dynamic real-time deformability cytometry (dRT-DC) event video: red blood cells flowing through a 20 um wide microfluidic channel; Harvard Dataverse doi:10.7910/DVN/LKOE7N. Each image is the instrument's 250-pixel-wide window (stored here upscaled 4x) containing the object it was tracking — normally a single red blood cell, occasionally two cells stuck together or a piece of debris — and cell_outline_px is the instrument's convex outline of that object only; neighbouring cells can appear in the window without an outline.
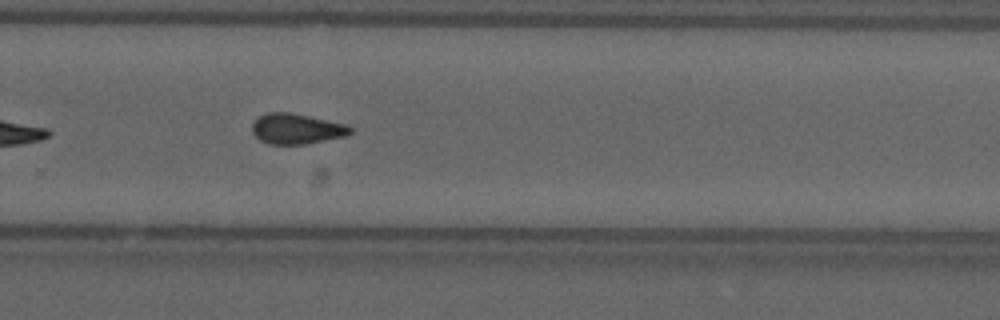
{"species": "common noctule bat (a hibernating species)", "species_latin": "Nyctalus noctula", "temperature_condition": "cold", "stored_images_in_passage": 38, "camera_frame_rate_fps": 3000, "um_per_image_px": 0.085, "animal": {"sex": "male", "forearm_length_mm": 52.5}, "frame": {"image": 1, "passage_image": 22, "time_ms": 7.0, "image_size_px": [1000, 320], "cell_outline_px": [[352, 132], [348, 136], [304, 144], [268, 144], [260, 140], [252, 132], [252, 124], [260, 116], [268, 112], [288, 112], [308, 116], [344, 124], [352, 128]], "centroid_in_image_um": [25.2, 10.96], "position_along_channel_um": 304.6, "area_um2": 17.22}, "authors_computed_cell_mechanics": {"area_um2": 18.207, "velocity_mm_per_s": 3.6946, "shape_relaxation_time_tau1_ms": null, "shape_relaxation_time_tau2_ms": 3.149, "deformation_change_tau1": null, "deformation_change_tau2": 0.0965}}